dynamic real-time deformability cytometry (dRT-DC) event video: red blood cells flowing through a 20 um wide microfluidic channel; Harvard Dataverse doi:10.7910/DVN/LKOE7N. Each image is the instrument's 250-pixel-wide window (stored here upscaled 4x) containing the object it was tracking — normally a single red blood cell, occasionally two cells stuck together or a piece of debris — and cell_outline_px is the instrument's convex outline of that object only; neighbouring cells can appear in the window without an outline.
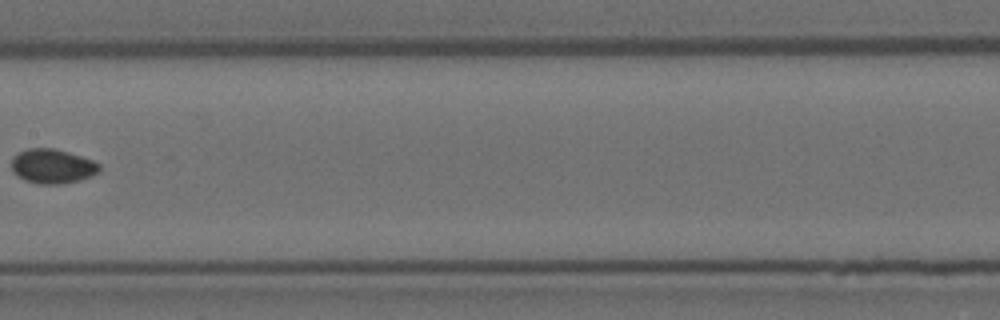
{"species": "Egyptian fruit bat (a non-hibernating species)", "species_latin": "Rousettus aegyptiacus", "temperature_condition": "room temperature", "stored_images_in_passage": 9, "segment_of_instrument_passage": [2, 2], "camera_frame_rate_fps": 3000, "um_per_image_px": 0.085, "animal": {"sex": "female"}, "frame": {"image": 1, "passage_image": 8, "time_ms": 2.333, "image_size_px": [1000, 320], "cell_outline_px": [[100, 172], [80, 180], [60, 184], [40, 184], [24, 180], [12, 172], [12, 156], [28, 148], [52, 148], [68, 152], [92, 160], [100, 164]], "centroid_in_image_um": [4.45, 14.13], "position_along_channel_um": 203.0, "area_um2": 17.63}}
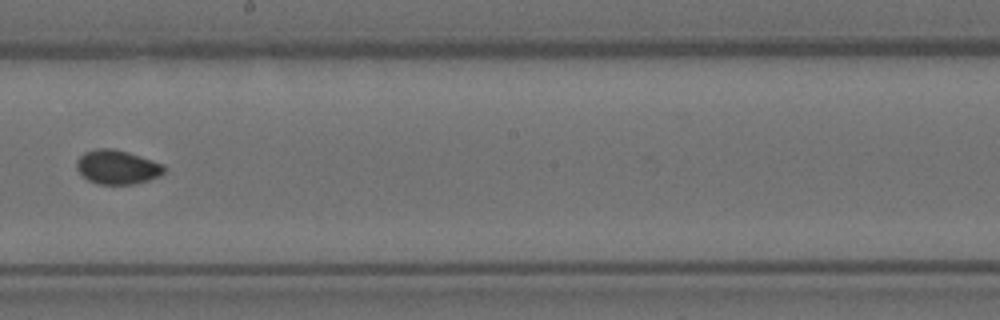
{"frame": {"image": 2, "passage_image": 9, "time_ms": 2.667, "image_size_px": [1000, 320], "cell_outline_px": [[164, 172], [160, 176], [148, 180], [132, 184], [100, 184], [88, 180], [76, 168], [76, 160], [84, 152], [96, 148], [112, 148], [128, 152], [164, 164]], "centroid_in_image_um": [9.96, 14.19], "position_along_channel_um": 238.2, "area_um2": 17.34}}